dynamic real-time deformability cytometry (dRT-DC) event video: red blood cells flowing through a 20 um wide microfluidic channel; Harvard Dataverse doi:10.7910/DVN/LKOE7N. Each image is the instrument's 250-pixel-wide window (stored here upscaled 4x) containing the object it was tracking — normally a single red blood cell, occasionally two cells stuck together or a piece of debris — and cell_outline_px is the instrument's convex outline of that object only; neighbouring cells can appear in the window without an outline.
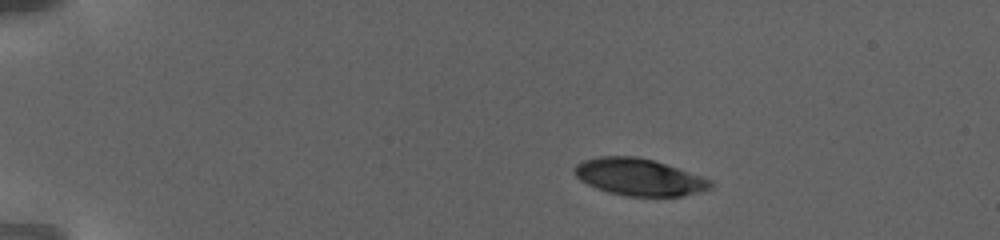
{"species": "human", "species_latin": "Homo sapiens", "temperature_condition": "warm", "stored_images_in_passage": 17, "camera_frame_rate_fps": 3000, "um_per_image_px": 0.085, "donor": {"sex": "female"}, "frame": {"image": 1, "passage_image": 1, "time_ms": 0.0, "image_size_px": [1000, 240], "cell_outline_px": [[712, 188], [680, 196], [624, 196], [608, 192], [596, 188], [580, 180], [572, 172], [572, 168], [576, 164], [584, 160], [600, 156], [636, 156], [652, 160], [712, 180]], "centroid_in_image_um": [54.25, 15.05], "position_along_channel_um": 30.7, "area_um2": 29.07}}
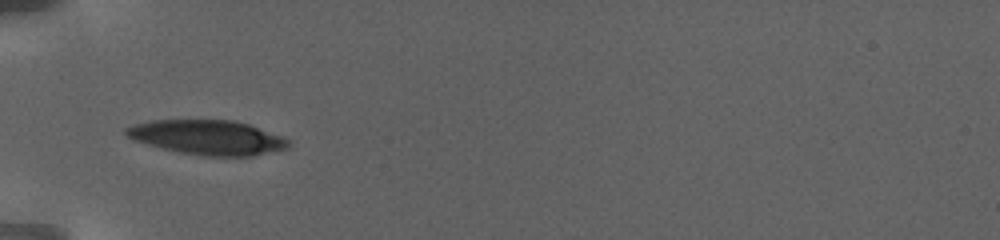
{"frame": {"image": 2, "passage_image": 16, "time_ms": 4.333, "image_size_px": [1000, 240], "cell_outline_px": [[292, 144], [288, 148], [252, 156], [200, 156], [180, 152], [148, 144], [136, 140], [128, 136], [124, 132], [124, 128], [136, 124], [152, 120], [236, 120], [284, 136]], "centroid_in_image_um": [17.7, 11.68], "position_along_channel_um": 67.3, "area_um2": 32.66}}